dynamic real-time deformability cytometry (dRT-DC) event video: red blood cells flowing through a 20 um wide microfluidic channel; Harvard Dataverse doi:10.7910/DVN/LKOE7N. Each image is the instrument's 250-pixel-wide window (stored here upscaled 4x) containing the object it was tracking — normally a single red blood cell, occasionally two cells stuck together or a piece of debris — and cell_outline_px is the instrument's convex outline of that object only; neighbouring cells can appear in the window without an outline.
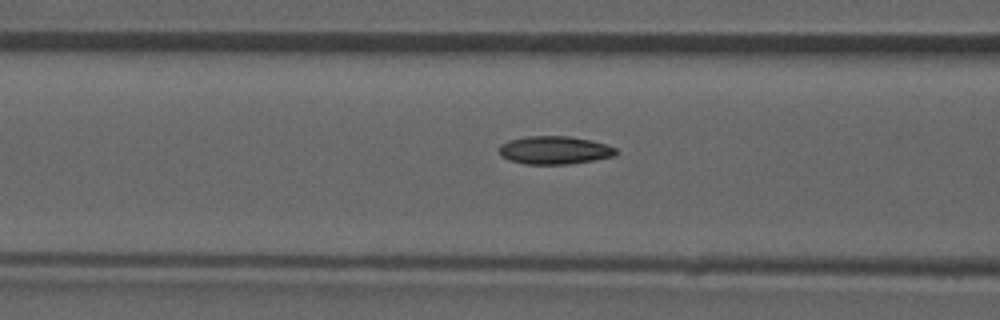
{"species": "common noctule bat (a hibernating species)", "species_latin": "Nyctalus noctula", "temperature_condition": "room temperature", "stored_images_in_passage": 44, "camera_frame_rate_fps": 3000, "um_per_image_px": 0.085, "animal": {"sex": "male", "forearm_length_mm": 52.5}, "frame": {"image": 1, "passage_image": 19, "time_ms": 6.0, "image_size_px": [1000, 320], "cell_outline_px": [[620, 152], [616, 156], [568, 164], [524, 164], [508, 160], [500, 156], [500, 144], [508, 140], [528, 136], [568, 136], [592, 140], [616, 148]], "centroid_in_image_um": [47.14, 12.76], "position_along_channel_um": 119.5, "area_um2": 19.25}, "authors_computed_cell_mechanics": {"area_um2": 19.2474, "velocity_mm_per_s": 3.9716, "shape_relaxation_time_tau1_ms": 9.5607, "shape_relaxation_time_tau2_ms": 2.6436, "deformation_change_tau1": 0.2169, "deformation_change_tau2": 0.07}}